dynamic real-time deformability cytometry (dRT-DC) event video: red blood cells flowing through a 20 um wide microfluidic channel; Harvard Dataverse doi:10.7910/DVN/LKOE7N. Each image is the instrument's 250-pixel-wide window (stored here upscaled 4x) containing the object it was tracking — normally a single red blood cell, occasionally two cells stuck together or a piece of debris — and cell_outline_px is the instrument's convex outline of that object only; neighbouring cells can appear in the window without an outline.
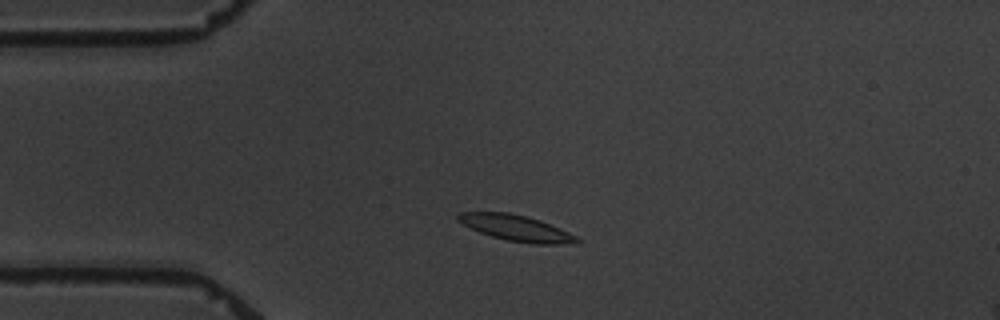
{"species": "common noctule bat (a hibernating species)", "species_latin": "Nyctalus noctula", "temperature_condition": "warm", "stored_images_in_passage": 2, "camera_frame_rate_fps": 3000, "um_per_image_px": 0.085, "animal": {"sex": "male", "body_mass_g": 19.5, "forearm_length_mm": 54.6}, "frame": {"image": 1, "passage_image": 2, "time_ms": 1.333, "image_size_px": [1000, 320], "cell_outline_px": [[580, 240], [560, 244], [532, 244], [508, 240], [492, 236], [480, 232], [456, 220], [456, 216], [460, 212], [508, 212], [528, 216], [540, 220], [568, 232], [576, 236]], "centroid_in_image_um": [43.83, 19.36], "position_along_channel_um": 41.2, "area_um2": 17.63}}